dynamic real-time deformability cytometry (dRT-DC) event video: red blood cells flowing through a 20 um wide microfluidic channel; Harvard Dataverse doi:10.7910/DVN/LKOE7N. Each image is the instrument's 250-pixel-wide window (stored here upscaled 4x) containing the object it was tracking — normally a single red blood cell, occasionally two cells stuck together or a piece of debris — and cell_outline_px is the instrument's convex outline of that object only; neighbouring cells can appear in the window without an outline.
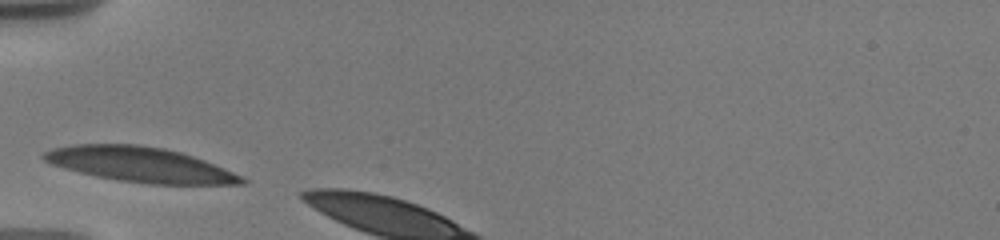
{"species": "human", "species_latin": "Homo sapiens", "temperature_condition": "warm", "stored_images_in_passage": 3, "camera_frame_rate_fps": 3000, "um_per_image_px": 0.085, "donor": {"sex": "male"}, "frame": {"image": 1, "passage_image": 1, "time_ms": 0.0, "image_size_px": [1000, 240], "cell_outline_px": [[248, 180], [244, 184], [148, 184], [116, 180], [96, 176], [64, 168], [52, 164], [44, 160], [40, 156], [44, 152], [52, 148], [72, 144], [136, 144], [164, 148], [180, 152], [204, 160], [224, 168]], "centroid_in_image_um": [11.87, 13.98], "position_along_channel_um": 73.1, "area_um2": 40.17}}